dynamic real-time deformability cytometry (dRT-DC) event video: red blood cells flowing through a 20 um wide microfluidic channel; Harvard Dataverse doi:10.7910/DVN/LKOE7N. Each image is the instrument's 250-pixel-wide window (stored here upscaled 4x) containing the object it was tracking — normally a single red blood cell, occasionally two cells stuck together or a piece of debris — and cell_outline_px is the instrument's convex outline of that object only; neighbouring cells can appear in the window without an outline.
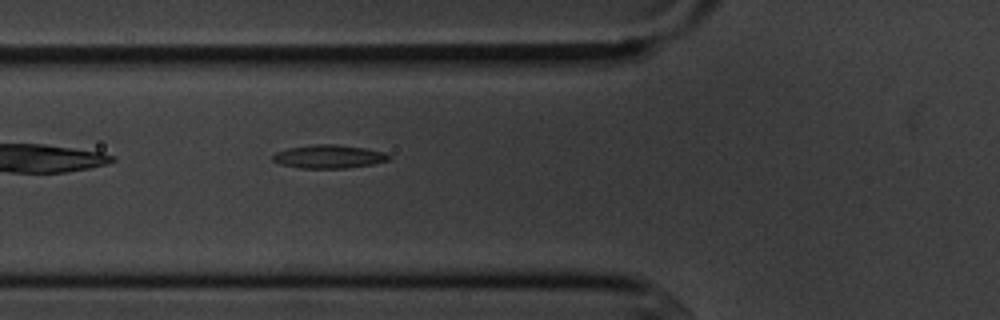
{"species": "common noctule bat (a hibernating species)", "species_latin": "Nyctalus noctula", "temperature_condition": "cold", "stored_images_in_passage": 3, "camera_frame_rate_fps": 3000, "um_per_image_px": 0.085, "animal": {"sex": "male", "body_mass_g": 20.1, "forearm_length_mm": 53.5}, "frame": {"image": 1, "passage_image": 3, "time_ms": 2.333, "image_size_px": [1000, 320], "cell_outline_px": [[392, 156], [388, 160], [372, 164], [348, 168], [300, 168], [280, 164], [272, 160], [272, 156], [276, 152], [288, 148], [316, 144], [336, 144], [364, 148], [384, 152]], "centroid_in_image_um": [27.95, 13.31], "position_along_channel_um": 97.9, "area_um2": 15.78}}